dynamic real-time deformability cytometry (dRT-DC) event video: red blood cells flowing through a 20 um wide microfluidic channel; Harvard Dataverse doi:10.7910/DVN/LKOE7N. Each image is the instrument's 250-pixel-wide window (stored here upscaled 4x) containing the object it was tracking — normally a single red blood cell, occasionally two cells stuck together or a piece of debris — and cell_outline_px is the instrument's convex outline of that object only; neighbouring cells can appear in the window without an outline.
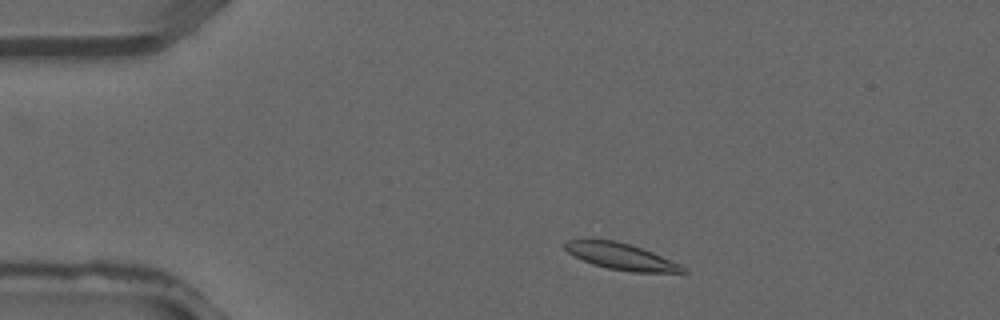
{"species": "common noctule bat (a hibernating species)", "species_latin": "Nyctalus noctula", "temperature_condition": "warm", "stored_images_in_passage": 35, "camera_frame_rate_fps": 3000, "um_per_image_px": 0.085, "animal": {"sex": "male", "forearm_length_mm": 52.5}, "frame": {"image": 1, "passage_image": 4, "time_ms": 1.0, "image_size_px": [1000, 320], "cell_outline_px": [[688, 272], [632, 272], [608, 268], [592, 264], [568, 252], [564, 248], [564, 244], [568, 240], [584, 236], [592, 236], [616, 240], [652, 252], [680, 264]], "centroid_in_image_um": [52.67, 21.74], "position_along_channel_um": 32.3, "area_um2": 18.5}}
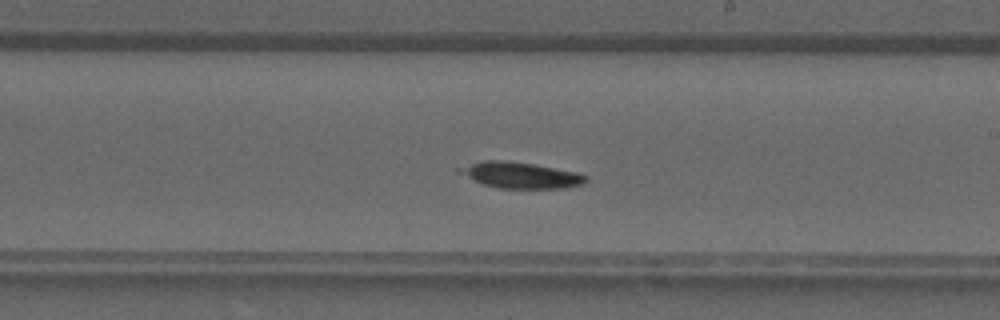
{"frame": {"image": 2, "passage_image": 19, "time_ms": 6.0, "image_size_px": [1000, 320], "cell_outline_px": [[588, 180], [584, 184], [564, 188], [496, 188], [472, 180], [456, 172], [456, 168], [484, 160], [504, 160], [532, 164], [580, 172], [588, 176]], "centroid_in_image_um": [44.25, 14.89], "position_along_channel_um": 244.7, "area_um2": 19.36}}
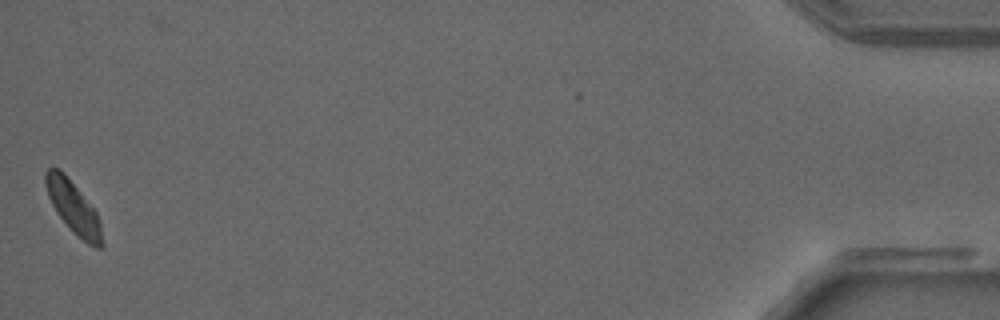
{"frame": {"image": 3, "passage_image": 35, "time_ms": 11.333, "image_size_px": [1000, 320], "cell_outline_px": [[104, 248], [96, 248], [88, 244], [56, 212], [48, 196], [44, 184], [44, 172], [48, 168], [60, 168], [64, 172], [96, 212], [100, 220], [104, 244]], "centroid_in_image_um": [6.24, 17.6], "position_along_channel_um": 429.0, "area_um2": 16.82}}